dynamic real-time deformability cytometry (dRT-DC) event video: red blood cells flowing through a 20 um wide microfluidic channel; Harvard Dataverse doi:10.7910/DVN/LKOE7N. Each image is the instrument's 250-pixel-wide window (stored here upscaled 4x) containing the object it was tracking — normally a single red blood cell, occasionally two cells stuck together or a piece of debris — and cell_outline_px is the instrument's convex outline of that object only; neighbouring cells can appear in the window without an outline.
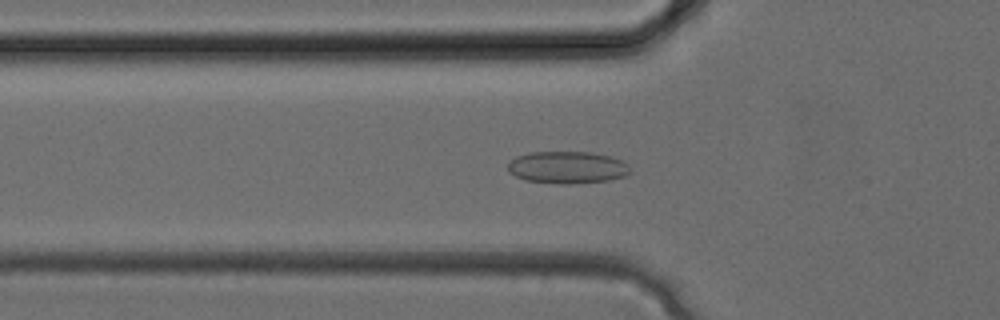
{"species": "common noctule bat (a hibernating species)", "species_latin": "Nyctalus noctula", "temperature_condition": "cold", "stored_images_in_passage": 33, "camera_frame_rate_fps": 3000, "um_per_image_px": 0.085, "animal": {"sex": "female", "body_mass_g": 24.6, "forearm_length_mm": 56.2}, "frame": {"image": 1, "passage_image": 11, "time_ms": 3.333, "image_size_px": [1000, 320], "cell_outline_px": [[632, 172], [624, 176], [608, 180], [572, 184], [560, 184], [524, 180], [508, 172], [508, 164], [516, 156], [528, 152], [592, 152], [612, 156], [628, 164]], "centroid_in_image_um": [48.23, 14.23], "position_along_channel_um": 77.6, "area_um2": 23.12}}
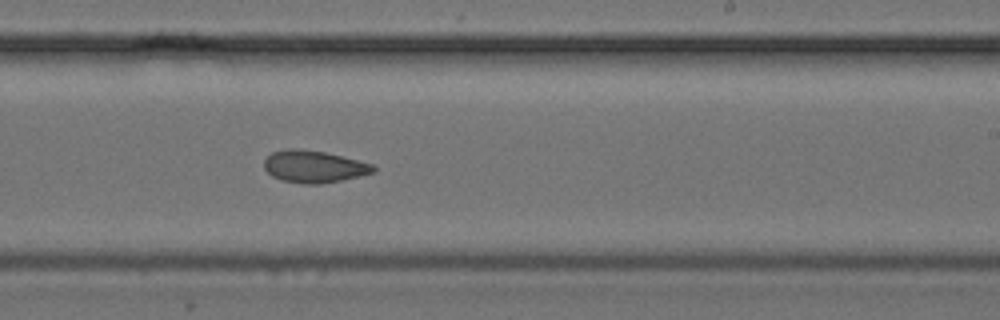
{"frame": {"image": 2, "passage_image": 20, "time_ms": 6.333, "image_size_px": [1000, 320], "cell_outline_px": [[376, 172], [340, 180], [320, 184], [304, 184], [284, 180], [272, 176], [264, 168], [264, 160], [272, 152], [284, 148], [296, 148], [324, 152], [372, 164], [376, 168]], "centroid_in_image_um": [26.65, 14.15], "position_along_channel_um": 262.3, "area_um2": 20.23}}
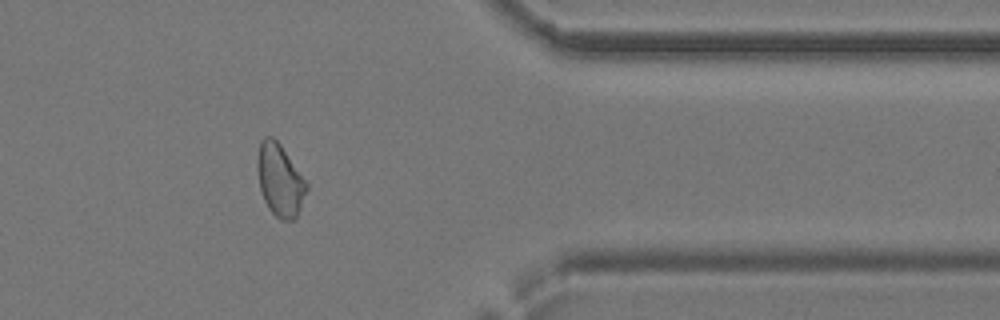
{"frame": {"image": 3, "passage_image": 27, "time_ms": 8.667, "image_size_px": [1000, 320], "cell_outline_px": [[308, 188], [296, 220], [280, 220], [268, 208], [264, 200], [260, 188], [256, 168], [256, 160], [260, 140], [264, 136], [272, 136], [280, 144], [308, 184]], "centroid_in_image_um": [23.77, 15.31], "position_along_channel_um": 387.6, "area_um2": 20.87}}